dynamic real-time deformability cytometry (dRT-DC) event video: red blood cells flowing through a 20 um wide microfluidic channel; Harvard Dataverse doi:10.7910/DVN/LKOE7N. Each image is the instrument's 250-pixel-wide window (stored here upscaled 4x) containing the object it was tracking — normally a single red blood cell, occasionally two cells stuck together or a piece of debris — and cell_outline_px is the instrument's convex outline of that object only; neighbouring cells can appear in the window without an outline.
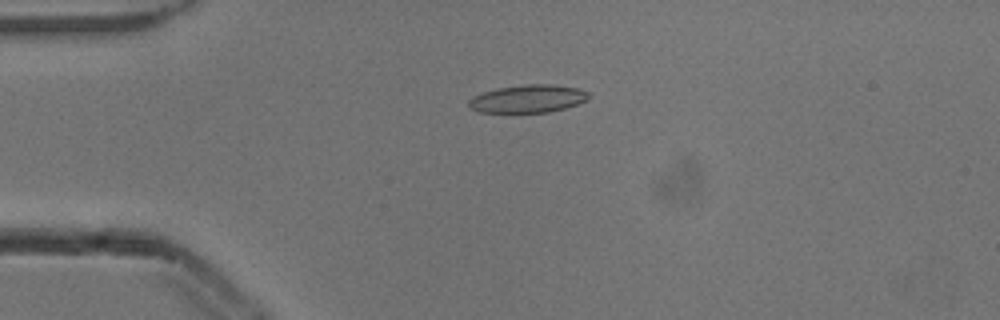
{"species": "common noctule bat (a hibernating species)", "species_latin": "Nyctalus noctula", "temperature_condition": "cold", "stored_images_in_passage": 44, "camera_frame_rate_fps": 3000, "um_per_image_px": 0.085, "animal": {"sex": "male", "body_mass_g": 13.3}, "frame": {"image": 1, "passage_image": 4, "time_ms": 1.0, "image_size_px": [1000, 320], "cell_outline_px": [[592, 96], [588, 100], [564, 108], [548, 112], [476, 112], [468, 104], [468, 100], [472, 96], [484, 92], [500, 88], [524, 84], [552, 84], [576, 88], [588, 92]], "centroid_in_image_um": [44.89, 8.39], "position_along_channel_um": 40.1, "area_um2": 19.36}}
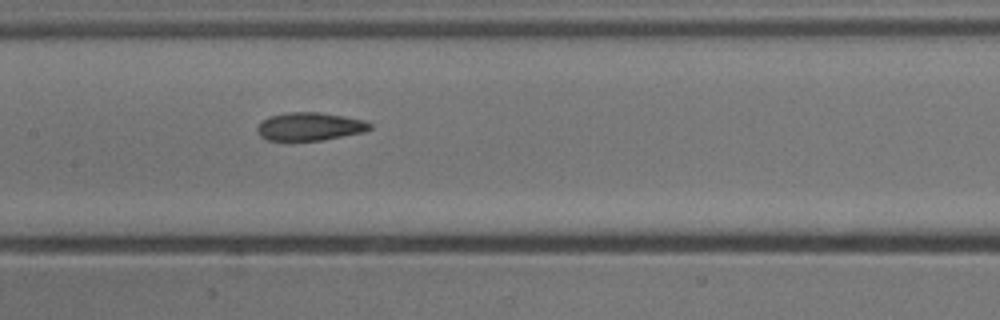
{"frame": {"image": 2, "passage_image": 17, "time_ms": 5.333, "image_size_px": [1000, 320], "cell_outline_px": [[372, 128], [364, 132], [344, 136], [320, 140], [268, 140], [260, 136], [256, 132], [256, 128], [268, 116], [284, 112], [320, 112], [344, 116], [364, 120], [372, 124]], "centroid_in_image_um": [26.33, 10.74], "position_along_channel_um": 181.1, "area_um2": 18.5}}
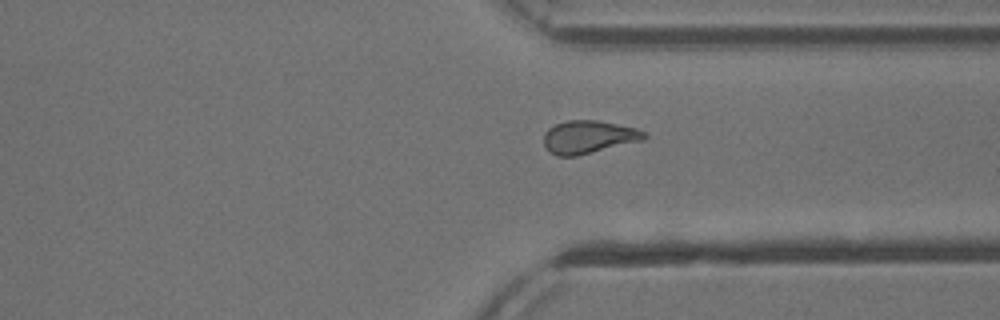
{"frame": {"image": 3, "passage_image": 31, "time_ms": 10.0, "image_size_px": [1000, 320], "cell_outline_px": [[648, 136], [644, 140], [576, 156], [556, 156], [548, 152], [544, 144], [544, 132], [548, 128], [556, 124], [568, 120], [596, 120], [636, 128], [644, 132]], "centroid_in_image_um": [50.0, 11.65], "position_along_channel_um": 361.4, "area_um2": 19.31}, "authors_computed_cell_mechanics": {"area_um2": 19.1896, "velocity_mm_per_s": 3.8734, "shape_relaxation_time_tau1_ms": 5.247, "shape_relaxation_time_tau2_ms": 2.3182, "deformation_change_tau1": 0.1553, "deformation_change_tau2": 0.0922}}